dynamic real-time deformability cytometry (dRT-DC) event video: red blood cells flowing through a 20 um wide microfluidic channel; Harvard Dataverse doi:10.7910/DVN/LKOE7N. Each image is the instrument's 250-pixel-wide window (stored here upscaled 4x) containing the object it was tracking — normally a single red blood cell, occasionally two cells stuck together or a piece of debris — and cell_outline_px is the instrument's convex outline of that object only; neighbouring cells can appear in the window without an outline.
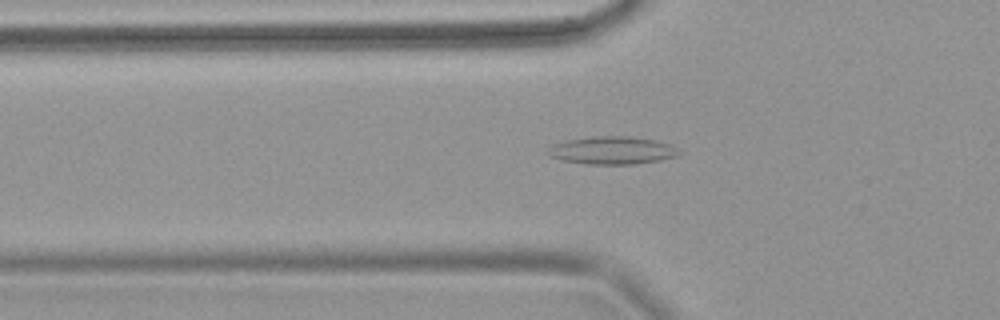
{"species": "common noctule bat (a hibernating species)", "species_latin": "Nyctalus noctula", "temperature_condition": "warm", "stored_images_in_passage": 65, "camera_frame_rate_fps": 3000, "um_per_image_px": 0.085, "animal": {"sex": "female", "body_mass_g": 18.4}, "frame": {"image": 1, "passage_image": 24, "time_ms": 7.667, "image_size_px": [1000, 320], "cell_outline_px": [[680, 152], [676, 156], [660, 160], [636, 164], [584, 164], [560, 160], [548, 156], [548, 148], [552, 144], [568, 140], [592, 136], [628, 136], [656, 140], [672, 144]], "centroid_in_image_um": [52.01, 12.78], "position_along_channel_um": 73.8, "area_um2": 21.39}}
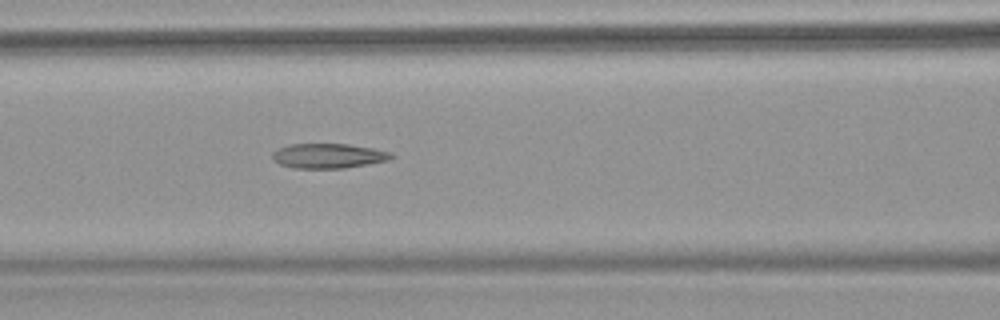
{"frame": {"image": 2, "passage_image": 30, "time_ms": 9.667, "image_size_px": [1000, 320], "cell_outline_px": [[396, 156], [388, 160], [368, 164], [344, 168], [292, 168], [280, 164], [272, 160], [272, 152], [288, 144], [348, 144], [372, 148], [392, 152]], "centroid_in_image_um": [27.91, 13.25], "position_along_channel_um": 138.7, "area_um2": 17.22}}
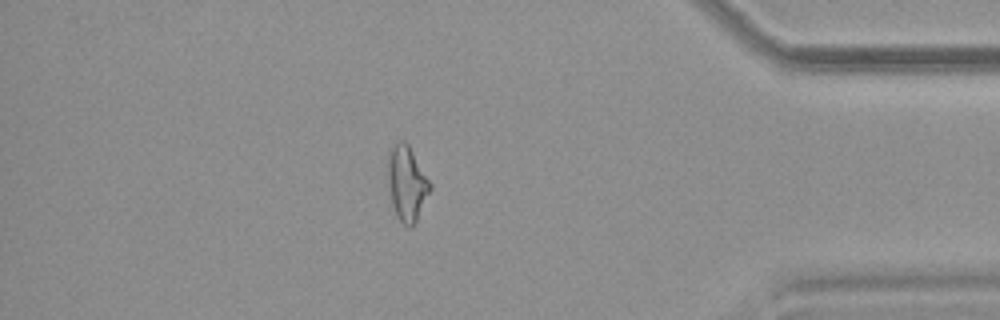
{"frame": {"image": 3, "passage_image": 57, "time_ms": 18.667, "image_size_px": [1000, 320], "cell_outline_px": [[432, 188], [412, 228], [408, 228], [396, 216], [392, 204], [388, 180], [388, 148], [392, 144], [400, 140], [404, 140], [408, 144], [432, 184]], "centroid_in_image_um": [34.58, 15.56], "position_along_channel_um": 400.6, "area_um2": 18.5}}